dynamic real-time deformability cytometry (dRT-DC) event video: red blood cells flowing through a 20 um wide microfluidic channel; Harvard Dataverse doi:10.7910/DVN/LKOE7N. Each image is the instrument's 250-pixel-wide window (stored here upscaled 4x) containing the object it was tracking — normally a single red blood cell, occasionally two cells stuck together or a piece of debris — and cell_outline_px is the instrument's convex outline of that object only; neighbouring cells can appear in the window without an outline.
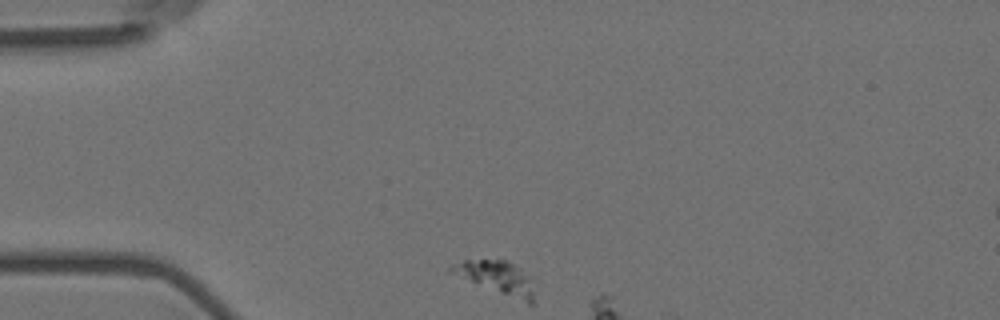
{"species": "Egyptian fruit bat (a non-hibernating species)", "species_latin": "Rousettus aegyptiacus", "temperature_condition": "room temperature", "stored_images_in_passage": 3, "camera_frame_rate_fps": 3000, "um_per_image_px": 0.085, "animal": {"sex": "female"}, "frame": {"image": 1, "passage_image": 1, "time_ms": 0.0, "image_size_px": [1000, 320], "cell_outline_px": [[532, 304], [528, 304], [448, 272], [448, 268], [452, 264], [464, 260], [504, 260], [512, 264], [528, 280], [532, 292]], "centroid_in_image_um": [42.1, 23.58], "position_along_channel_um": 42.9, "area_um2": 14.85}}